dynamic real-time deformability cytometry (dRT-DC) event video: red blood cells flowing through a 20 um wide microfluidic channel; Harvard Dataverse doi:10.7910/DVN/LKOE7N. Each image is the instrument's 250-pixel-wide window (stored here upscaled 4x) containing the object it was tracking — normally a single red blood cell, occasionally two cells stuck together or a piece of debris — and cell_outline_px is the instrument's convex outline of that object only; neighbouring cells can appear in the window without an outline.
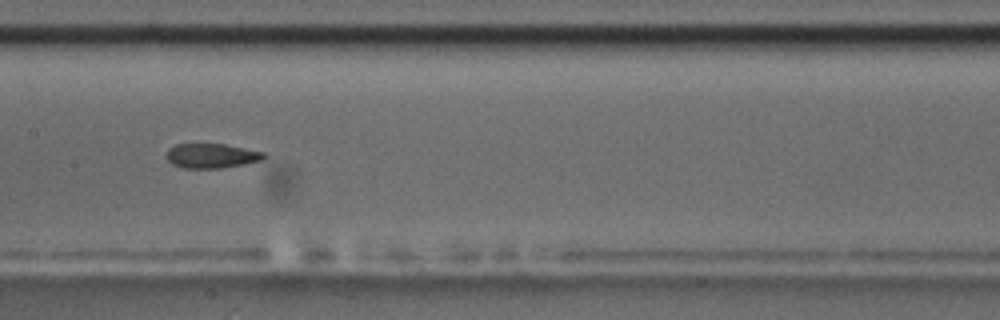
{"species": "common noctule bat (a hibernating species)", "species_latin": "Nyctalus noctula", "temperature_condition": "room temperature", "stored_images_in_passage": 12, "camera_frame_rate_fps": 3000, "um_per_image_px": 0.085, "animal": {"sex": "male", "body_mass_g": 17.5, "forearm_length_mm": 52.3}, "frame": {"image": 1, "passage_image": 9, "time_ms": 9.0, "image_size_px": [1000, 320], "cell_outline_px": [[268, 156], [264, 160], [244, 164], [220, 168], [180, 168], [172, 164], [164, 156], [168, 148], [176, 144], [224, 144], [264, 152]], "centroid_in_image_um": [17.97, 13.25], "position_along_channel_um": 189.4, "area_um2": 14.16}}